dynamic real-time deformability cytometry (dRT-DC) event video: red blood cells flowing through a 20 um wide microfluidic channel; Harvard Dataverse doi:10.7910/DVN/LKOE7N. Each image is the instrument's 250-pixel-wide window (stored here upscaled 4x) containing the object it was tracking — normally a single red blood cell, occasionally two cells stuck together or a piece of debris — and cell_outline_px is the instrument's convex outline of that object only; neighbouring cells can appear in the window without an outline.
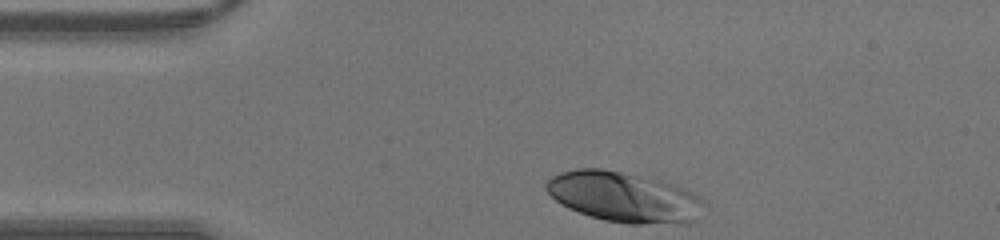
{"species": "human", "species_latin": "Homo sapiens", "temperature_condition": "warm", "stored_images_in_passage": 26, "camera_frame_rate_fps": 3000, "um_per_image_px": 0.085, "donor": {"sex": "male"}, "frame": {"image": 1, "passage_image": 1, "time_ms": 0.0, "image_size_px": [1000, 240], "cell_outline_px": [[708, 204], [696, 220], [688, 224], [628, 224], [604, 220], [568, 208], [556, 200], [544, 188], [544, 184], [552, 176], [560, 172], [576, 168], [600, 168], [620, 172], [656, 180], [672, 184], [684, 188], [692, 192], [704, 200]], "centroid_in_image_um": [53.08, 16.77], "position_along_channel_um": 31.9, "area_um2": 46.41}}
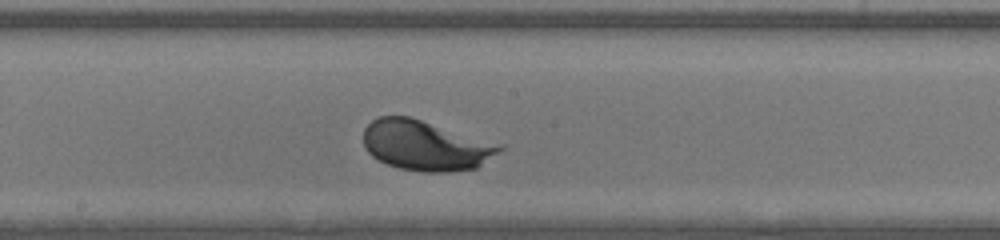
{"frame": {"image": 2, "passage_image": 15, "time_ms": 4.667, "image_size_px": [1000, 240], "cell_outline_px": [[504, 148], [476, 168], [448, 172], [420, 172], [400, 168], [388, 164], [372, 156], [364, 148], [364, 128], [372, 120], [380, 116], [408, 116], [504, 144]], "centroid_in_image_um": [36.18, 12.36], "position_along_channel_um": 212.0, "area_um2": 39.77}}
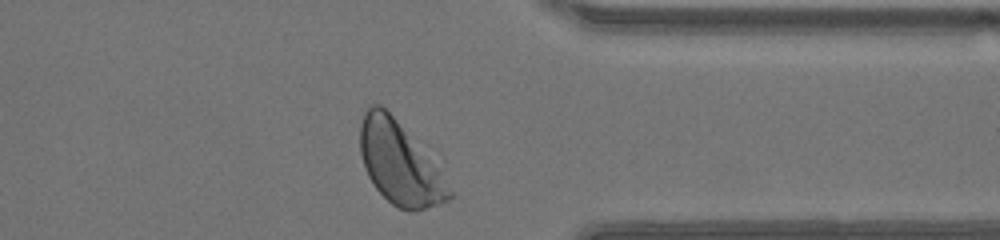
{"frame": {"image": 3, "passage_image": 26, "time_ms": 8.333, "image_size_px": [1000, 240], "cell_outline_px": [[452, 196], [448, 200], [440, 204], [416, 212], [412, 212], [400, 208], [392, 204], [372, 184], [364, 168], [360, 152], [360, 124], [364, 108], [368, 104], [380, 104], [392, 116], [452, 192]], "centroid_in_image_um": [33.83, 13.91], "position_along_channel_um": 377.6, "area_um2": 40.81}}